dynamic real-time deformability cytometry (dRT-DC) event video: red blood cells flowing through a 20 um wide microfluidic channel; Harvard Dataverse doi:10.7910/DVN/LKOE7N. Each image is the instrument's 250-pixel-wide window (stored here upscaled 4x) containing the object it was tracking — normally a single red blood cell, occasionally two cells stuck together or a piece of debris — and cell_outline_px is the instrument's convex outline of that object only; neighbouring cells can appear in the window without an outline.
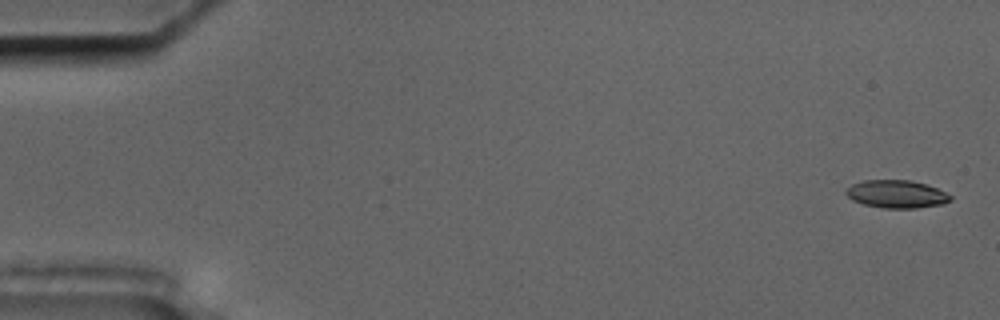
{"species": "common noctule bat (a hibernating species)", "species_latin": "Nyctalus noctula", "temperature_condition": "cold", "stored_images_in_passage": 57, "camera_frame_rate_fps": 3000, "um_per_image_px": 0.085, "animal": {"sex": "male", "body_mass_g": 17.5, "forearm_length_mm": 52.3}, "frame": {"image": 1, "passage_image": 2, "time_ms": 0.333, "image_size_px": [1000, 320], "cell_outline_px": [[952, 200], [944, 204], [916, 208], [884, 208], [864, 204], [852, 200], [844, 192], [852, 184], [864, 180], [912, 180], [936, 188], [952, 196]], "centroid_in_image_um": [76.21, 16.5], "position_along_channel_um": 8.8, "area_um2": 16.88}}
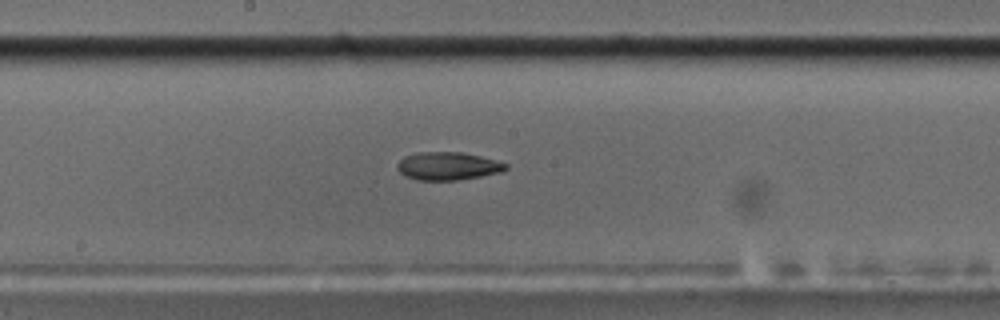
{"frame": {"image": 2, "passage_image": 31, "time_ms": 10.0, "image_size_px": [1000, 320], "cell_outline_px": [[508, 168], [504, 172], [456, 180], [416, 180], [400, 172], [396, 168], [396, 164], [404, 156], [420, 152], [460, 152], [480, 156], [496, 160], [508, 164]], "centroid_in_image_um": [38.09, 14.11], "position_along_channel_um": 210.1, "area_um2": 17.69}}
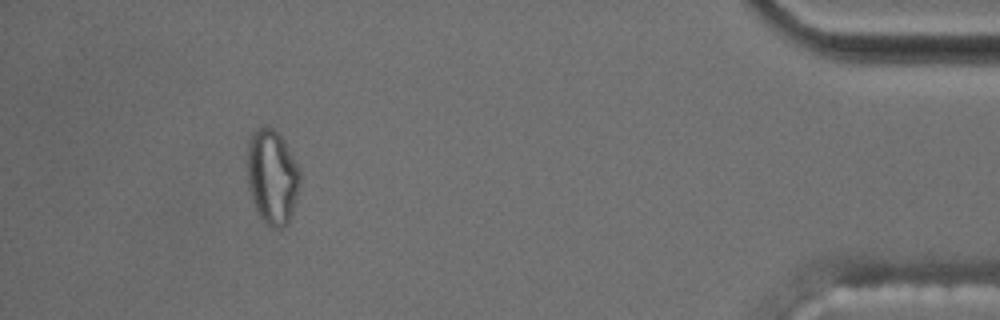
{"frame": {"image": 3, "passage_image": 53, "time_ms": 17.333, "image_size_px": [1000, 320], "cell_outline_px": [[300, 176], [296, 196], [292, 212], [288, 220], [284, 224], [276, 228], [272, 228], [260, 216], [252, 200], [248, 184], [248, 140], [252, 132], [256, 128], [272, 128], [280, 136], [300, 168]], "centroid_in_image_um": [23.12, 15.0], "position_along_channel_um": 412.1, "area_um2": 28.32}, "authors_computed_cell_mechanics": {"area_um2": 18.0336, "velocity_mm_per_s": 3.5434, "shape_relaxation_time_tau1_ms": null, "shape_relaxation_time_tau2_ms": 4.9883, "deformation_change_tau1": null, "deformation_change_tau2": 0.1252}}